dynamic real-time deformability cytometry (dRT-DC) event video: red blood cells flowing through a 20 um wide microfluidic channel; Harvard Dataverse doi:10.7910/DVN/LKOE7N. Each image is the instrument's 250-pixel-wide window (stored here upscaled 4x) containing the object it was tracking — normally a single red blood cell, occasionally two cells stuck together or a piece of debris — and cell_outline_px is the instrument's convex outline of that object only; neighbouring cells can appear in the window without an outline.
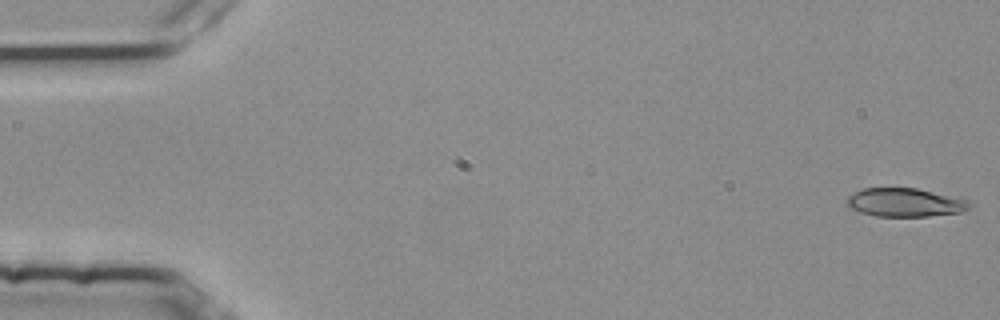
{"species": "common noctule bat (a hibernating species)", "species_latin": "Nyctalus noctula", "temperature_condition": "room temperature", "stored_images_in_passage": 53, "camera_frame_rate_fps": 3000, "um_per_image_px": 0.085, "animal": {"sex": "female", "body_mass_g": 25.1}, "frame": {"image": 1, "passage_image": 1, "time_ms": 0.0, "image_size_px": [1000, 320], "cell_outline_px": [[972, 204], [968, 208], [960, 212], [928, 216], [876, 216], [860, 212], [848, 208], [844, 204], [844, 200], [848, 196], [864, 188], [916, 188], [968, 200]], "centroid_in_image_um": [76.85, 17.21], "position_along_channel_um": 8.1, "area_um2": 20.35}}
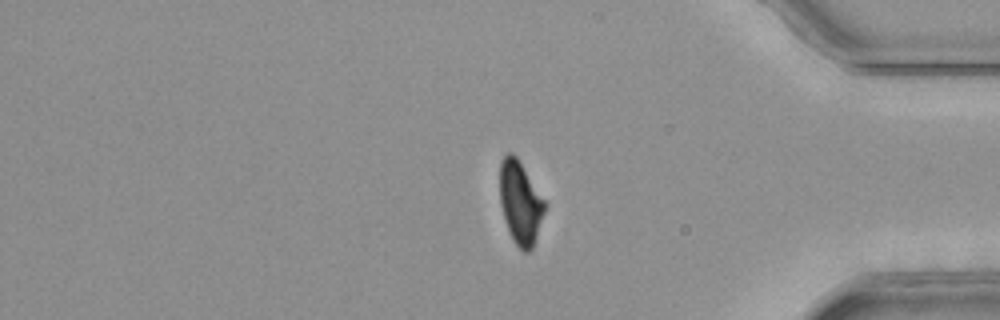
{"frame": {"image": 2, "passage_image": 45, "time_ms": 14.667, "image_size_px": [1000, 320], "cell_outline_px": [[544, 212], [532, 248], [528, 252], [524, 252], [516, 244], [504, 220], [500, 204], [500, 160], [508, 152], [512, 152], [516, 156], [544, 200]], "centroid_in_image_um": [44.19, 17.2], "position_along_channel_um": 391.0, "area_um2": 21.15}}
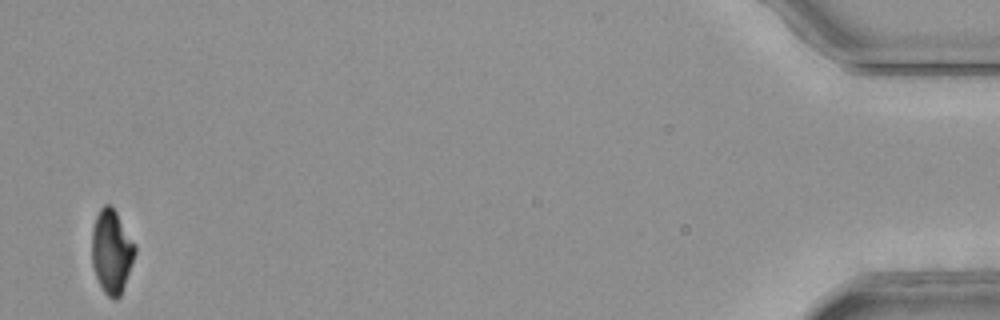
{"frame": {"image": 3, "passage_image": 53, "time_ms": 17.333, "image_size_px": [1000, 320], "cell_outline_px": [[136, 252], [132, 264], [120, 296], [116, 300], [112, 300], [104, 292], [96, 276], [92, 264], [92, 228], [96, 216], [100, 208], [104, 204], [112, 204], [136, 244]], "centroid_in_image_um": [9.49, 21.34], "position_along_channel_um": 425.7, "area_um2": 21.21}, "authors_computed_cell_mechanics": {"area_um2": 21.8484, "velocity_mm_per_s": 3.7896, "shape_relaxation_time_tau1_ms": 3.4256, "shape_relaxation_time_tau2_ms": 2.0615, "deformation_change_tau1": 0.1656, "deformation_change_tau2": 0.0923}}